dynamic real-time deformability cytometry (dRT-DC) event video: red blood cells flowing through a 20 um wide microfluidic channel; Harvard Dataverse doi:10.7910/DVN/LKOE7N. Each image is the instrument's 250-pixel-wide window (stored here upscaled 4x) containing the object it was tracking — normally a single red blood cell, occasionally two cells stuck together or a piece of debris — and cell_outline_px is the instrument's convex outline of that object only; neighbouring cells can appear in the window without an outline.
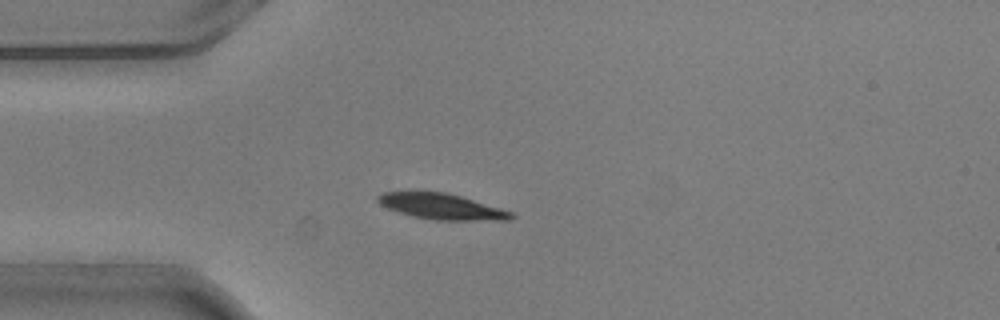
{"species": "common noctule bat (a hibernating species)", "species_latin": "Nyctalus noctula", "temperature_condition": "warm", "stored_images_in_passage": 3, "camera_frame_rate_fps": 3000, "um_per_image_px": 0.085, "animal": {"sex": "male", "body_mass_g": 20.5, "forearm_length_mm": 52.5}, "frame": {"image": 1, "passage_image": 3, "time_ms": 0.667, "image_size_px": [1000, 320], "cell_outline_px": [[516, 216], [512, 220], [436, 220], [412, 216], [388, 208], [380, 204], [376, 200], [376, 196], [380, 192], [444, 192], [460, 196], [500, 208], [512, 212]], "centroid_in_image_um": [37.53, 17.56], "position_along_channel_um": 47.5, "area_um2": 19.83}}